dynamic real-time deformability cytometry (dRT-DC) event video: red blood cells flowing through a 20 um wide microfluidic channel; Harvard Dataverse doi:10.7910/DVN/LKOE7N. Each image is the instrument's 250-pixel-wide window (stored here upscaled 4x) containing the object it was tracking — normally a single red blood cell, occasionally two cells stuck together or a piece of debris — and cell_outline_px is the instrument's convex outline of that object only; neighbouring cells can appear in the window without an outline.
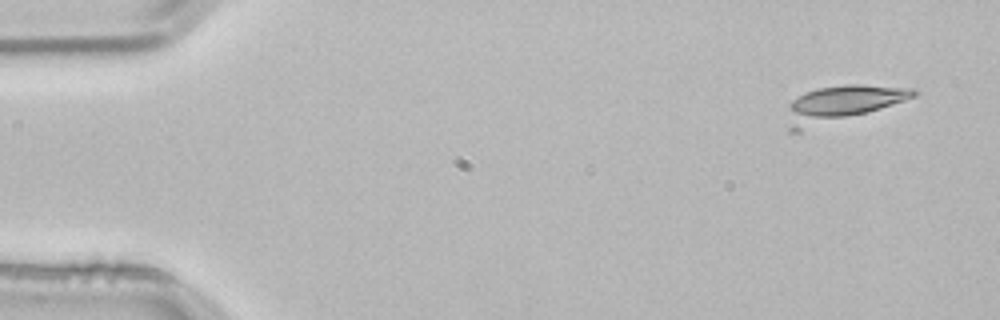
{"species": "common noctule bat (a hibernating species)", "species_latin": "Nyctalus noctula", "temperature_condition": "room temperature", "stored_images_in_passage": 3, "camera_frame_rate_fps": 3000, "um_per_image_px": 0.085, "animal": {"sex": "male", "body_mass_g": 21.5, "forearm_length_mm": 52.0}, "frame": {"image": 1, "passage_image": 1, "time_ms": 0.0, "image_size_px": [1000, 320], "cell_outline_px": [[920, 92], [916, 96], [868, 112], [800, 132], [788, 132], [788, 104], [792, 100], [808, 92], [820, 88], [848, 84], [856, 84], [916, 88]], "centroid_in_image_um": [71.53, 8.83], "position_along_channel_um": 13.5, "area_um2": 26.18}}